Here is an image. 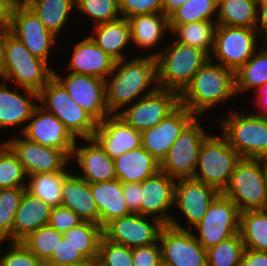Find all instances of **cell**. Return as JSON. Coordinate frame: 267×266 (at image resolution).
<instances>
[{"label": "cell", "instance_id": "6da1fadb", "mask_svg": "<svg viewBox=\"0 0 267 266\" xmlns=\"http://www.w3.org/2000/svg\"><path fill=\"white\" fill-rule=\"evenodd\" d=\"M105 83L107 107L111 114H117L125 106L150 95L158 88L156 58L138 55L132 60L116 61Z\"/></svg>", "mask_w": 267, "mask_h": 266}, {"label": "cell", "instance_id": "7a4b0ae2", "mask_svg": "<svg viewBox=\"0 0 267 266\" xmlns=\"http://www.w3.org/2000/svg\"><path fill=\"white\" fill-rule=\"evenodd\" d=\"M236 94L235 72L210 59L179 94L180 105L196 117Z\"/></svg>", "mask_w": 267, "mask_h": 266}, {"label": "cell", "instance_id": "3957f363", "mask_svg": "<svg viewBox=\"0 0 267 266\" xmlns=\"http://www.w3.org/2000/svg\"><path fill=\"white\" fill-rule=\"evenodd\" d=\"M162 49L163 51L150 54L156 58L158 88L173 90L179 94L210 59L202 50L175 40Z\"/></svg>", "mask_w": 267, "mask_h": 266}, {"label": "cell", "instance_id": "277c9868", "mask_svg": "<svg viewBox=\"0 0 267 266\" xmlns=\"http://www.w3.org/2000/svg\"><path fill=\"white\" fill-rule=\"evenodd\" d=\"M239 113V114H238ZM221 135L241 158L267 160V117L253 113L228 111L217 118Z\"/></svg>", "mask_w": 267, "mask_h": 266}, {"label": "cell", "instance_id": "5b68a950", "mask_svg": "<svg viewBox=\"0 0 267 266\" xmlns=\"http://www.w3.org/2000/svg\"><path fill=\"white\" fill-rule=\"evenodd\" d=\"M222 194L231 199L240 212L263 209L267 197V160L241 158Z\"/></svg>", "mask_w": 267, "mask_h": 266}, {"label": "cell", "instance_id": "8992f818", "mask_svg": "<svg viewBox=\"0 0 267 266\" xmlns=\"http://www.w3.org/2000/svg\"><path fill=\"white\" fill-rule=\"evenodd\" d=\"M5 71L3 80L15 82L17 87L37 93L53 77L49 63L35 57L13 34L9 33L5 42Z\"/></svg>", "mask_w": 267, "mask_h": 266}, {"label": "cell", "instance_id": "52a82bcc", "mask_svg": "<svg viewBox=\"0 0 267 266\" xmlns=\"http://www.w3.org/2000/svg\"><path fill=\"white\" fill-rule=\"evenodd\" d=\"M241 156L221 136L210 134L202 143L194 179L222 193Z\"/></svg>", "mask_w": 267, "mask_h": 266}, {"label": "cell", "instance_id": "ba28073f", "mask_svg": "<svg viewBox=\"0 0 267 266\" xmlns=\"http://www.w3.org/2000/svg\"><path fill=\"white\" fill-rule=\"evenodd\" d=\"M38 103L60 119L75 139L93 138L98 123L71 99L54 77L40 90Z\"/></svg>", "mask_w": 267, "mask_h": 266}, {"label": "cell", "instance_id": "9c48e42d", "mask_svg": "<svg viewBox=\"0 0 267 266\" xmlns=\"http://www.w3.org/2000/svg\"><path fill=\"white\" fill-rule=\"evenodd\" d=\"M258 33L257 29L217 25L210 60L236 72L258 50Z\"/></svg>", "mask_w": 267, "mask_h": 266}, {"label": "cell", "instance_id": "30bf717a", "mask_svg": "<svg viewBox=\"0 0 267 266\" xmlns=\"http://www.w3.org/2000/svg\"><path fill=\"white\" fill-rule=\"evenodd\" d=\"M200 122L196 117L182 131L160 163V170L175 180L194 177L201 145L209 136Z\"/></svg>", "mask_w": 267, "mask_h": 266}, {"label": "cell", "instance_id": "8fae6325", "mask_svg": "<svg viewBox=\"0 0 267 266\" xmlns=\"http://www.w3.org/2000/svg\"><path fill=\"white\" fill-rule=\"evenodd\" d=\"M240 210L228 197L219 193L209 205V208L194 226L193 232L199 243L208 249L239 233Z\"/></svg>", "mask_w": 267, "mask_h": 266}, {"label": "cell", "instance_id": "7c38bea8", "mask_svg": "<svg viewBox=\"0 0 267 266\" xmlns=\"http://www.w3.org/2000/svg\"><path fill=\"white\" fill-rule=\"evenodd\" d=\"M180 105L179 93L157 88L150 95L134 101L116 115L126 124L142 132L155 127Z\"/></svg>", "mask_w": 267, "mask_h": 266}, {"label": "cell", "instance_id": "4fadbf2b", "mask_svg": "<svg viewBox=\"0 0 267 266\" xmlns=\"http://www.w3.org/2000/svg\"><path fill=\"white\" fill-rule=\"evenodd\" d=\"M53 77L64 87L71 99L83 108L97 123L112 115L106 104L105 80L70 72L63 78L53 70Z\"/></svg>", "mask_w": 267, "mask_h": 266}, {"label": "cell", "instance_id": "5bb4252c", "mask_svg": "<svg viewBox=\"0 0 267 266\" xmlns=\"http://www.w3.org/2000/svg\"><path fill=\"white\" fill-rule=\"evenodd\" d=\"M162 263L167 266H207V250L192 230L164 225L159 234Z\"/></svg>", "mask_w": 267, "mask_h": 266}, {"label": "cell", "instance_id": "9a60e30c", "mask_svg": "<svg viewBox=\"0 0 267 266\" xmlns=\"http://www.w3.org/2000/svg\"><path fill=\"white\" fill-rule=\"evenodd\" d=\"M219 192L207 184L194 178L176 179L174 188V207L177 206L186 218L187 226L181 225L176 218L169 225L178 229L191 230L206 214L209 205Z\"/></svg>", "mask_w": 267, "mask_h": 266}, {"label": "cell", "instance_id": "2e32d148", "mask_svg": "<svg viewBox=\"0 0 267 266\" xmlns=\"http://www.w3.org/2000/svg\"><path fill=\"white\" fill-rule=\"evenodd\" d=\"M9 30L32 55L48 63V56L57 37L45 27L26 4L14 6Z\"/></svg>", "mask_w": 267, "mask_h": 266}, {"label": "cell", "instance_id": "e0dca14e", "mask_svg": "<svg viewBox=\"0 0 267 266\" xmlns=\"http://www.w3.org/2000/svg\"><path fill=\"white\" fill-rule=\"evenodd\" d=\"M163 226L158 219L131 213L108 223L103 228V235L112 242L135 248L156 243Z\"/></svg>", "mask_w": 267, "mask_h": 266}, {"label": "cell", "instance_id": "ac0fdd59", "mask_svg": "<svg viewBox=\"0 0 267 266\" xmlns=\"http://www.w3.org/2000/svg\"><path fill=\"white\" fill-rule=\"evenodd\" d=\"M17 155L27 176L38 173L58 172L67 168L71 158L62 150L43 146L18 136L4 141Z\"/></svg>", "mask_w": 267, "mask_h": 266}, {"label": "cell", "instance_id": "d6986e66", "mask_svg": "<svg viewBox=\"0 0 267 266\" xmlns=\"http://www.w3.org/2000/svg\"><path fill=\"white\" fill-rule=\"evenodd\" d=\"M21 134L32 142L60 149L70 158L76 143L62 121L40 105L35 108Z\"/></svg>", "mask_w": 267, "mask_h": 266}, {"label": "cell", "instance_id": "ffe728a7", "mask_svg": "<svg viewBox=\"0 0 267 266\" xmlns=\"http://www.w3.org/2000/svg\"><path fill=\"white\" fill-rule=\"evenodd\" d=\"M195 118L186 107L179 105L155 127L141 132L142 147L161 163L172 144Z\"/></svg>", "mask_w": 267, "mask_h": 266}, {"label": "cell", "instance_id": "44dd1931", "mask_svg": "<svg viewBox=\"0 0 267 266\" xmlns=\"http://www.w3.org/2000/svg\"><path fill=\"white\" fill-rule=\"evenodd\" d=\"M175 182L174 178L161 170L141 182L140 215L169 225L174 217L169 216L166 211L174 207Z\"/></svg>", "mask_w": 267, "mask_h": 266}, {"label": "cell", "instance_id": "7402d4cb", "mask_svg": "<svg viewBox=\"0 0 267 266\" xmlns=\"http://www.w3.org/2000/svg\"><path fill=\"white\" fill-rule=\"evenodd\" d=\"M93 138L112 159L142 146L141 132L126 124L116 114L97 124Z\"/></svg>", "mask_w": 267, "mask_h": 266}, {"label": "cell", "instance_id": "603a6c76", "mask_svg": "<svg viewBox=\"0 0 267 266\" xmlns=\"http://www.w3.org/2000/svg\"><path fill=\"white\" fill-rule=\"evenodd\" d=\"M18 89L20 88L14 87L13 90H11L6 81L3 80L2 83L0 81V128H17L18 126L24 125V127L19 130L20 133H22L35 108L39 104L35 102L39 101V93L29 89H23V93L25 94L23 96V94L16 91Z\"/></svg>", "mask_w": 267, "mask_h": 266}, {"label": "cell", "instance_id": "cb8c5ba5", "mask_svg": "<svg viewBox=\"0 0 267 266\" xmlns=\"http://www.w3.org/2000/svg\"><path fill=\"white\" fill-rule=\"evenodd\" d=\"M87 145L77 144L73 148L71 159L77 160L81 169L77 175L88 183H98L116 179L114 159L110 158L94 138L84 139ZM91 143V144H90ZM77 144V145H76Z\"/></svg>", "mask_w": 267, "mask_h": 266}, {"label": "cell", "instance_id": "d4e9b609", "mask_svg": "<svg viewBox=\"0 0 267 266\" xmlns=\"http://www.w3.org/2000/svg\"><path fill=\"white\" fill-rule=\"evenodd\" d=\"M73 49L68 71L103 80L112 73L116 61L97 46L90 36L76 43Z\"/></svg>", "mask_w": 267, "mask_h": 266}, {"label": "cell", "instance_id": "484cf974", "mask_svg": "<svg viewBox=\"0 0 267 266\" xmlns=\"http://www.w3.org/2000/svg\"><path fill=\"white\" fill-rule=\"evenodd\" d=\"M92 197L99 214V225L104 228L112 220L131 214L123 194V183L114 179L90 183Z\"/></svg>", "mask_w": 267, "mask_h": 266}, {"label": "cell", "instance_id": "4316f807", "mask_svg": "<svg viewBox=\"0 0 267 266\" xmlns=\"http://www.w3.org/2000/svg\"><path fill=\"white\" fill-rule=\"evenodd\" d=\"M52 207L44 201L24 192L13 222V242H21L30 233L47 225Z\"/></svg>", "mask_w": 267, "mask_h": 266}, {"label": "cell", "instance_id": "83f0119b", "mask_svg": "<svg viewBox=\"0 0 267 266\" xmlns=\"http://www.w3.org/2000/svg\"><path fill=\"white\" fill-rule=\"evenodd\" d=\"M76 213L83 221L99 224L98 209L92 197L90 183L77 174L70 173L62 187V204Z\"/></svg>", "mask_w": 267, "mask_h": 266}, {"label": "cell", "instance_id": "f1b7e54d", "mask_svg": "<svg viewBox=\"0 0 267 266\" xmlns=\"http://www.w3.org/2000/svg\"><path fill=\"white\" fill-rule=\"evenodd\" d=\"M114 163L116 179L122 183H141L160 170V162L142 146L116 157Z\"/></svg>", "mask_w": 267, "mask_h": 266}, {"label": "cell", "instance_id": "f546056e", "mask_svg": "<svg viewBox=\"0 0 267 266\" xmlns=\"http://www.w3.org/2000/svg\"><path fill=\"white\" fill-rule=\"evenodd\" d=\"M93 33L90 38L106 54L115 61L126 59L123 51L131 43L130 25L126 18H119L114 21L101 23L93 26ZM123 50V51H122Z\"/></svg>", "mask_w": 267, "mask_h": 266}, {"label": "cell", "instance_id": "4dcf8cb0", "mask_svg": "<svg viewBox=\"0 0 267 266\" xmlns=\"http://www.w3.org/2000/svg\"><path fill=\"white\" fill-rule=\"evenodd\" d=\"M131 42L141 49L158 46L164 40L165 32H169V18L163 13L139 14L128 18Z\"/></svg>", "mask_w": 267, "mask_h": 266}, {"label": "cell", "instance_id": "1f68e13d", "mask_svg": "<svg viewBox=\"0 0 267 266\" xmlns=\"http://www.w3.org/2000/svg\"><path fill=\"white\" fill-rule=\"evenodd\" d=\"M170 33L176 42L198 48L209 57L213 51L216 20L198 21L186 24H169Z\"/></svg>", "mask_w": 267, "mask_h": 266}, {"label": "cell", "instance_id": "d6a6232c", "mask_svg": "<svg viewBox=\"0 0 267 266\" xmlns=\"http://www.w3.org/2000/svg\"><path fill=\"white\" fill-rule=\"evenodd\" d=\"M26 5L56 37L74 12L75 0H28Z\"/></svg>", "mask_w": 267, "mask_h": 266}, {"label": "cell", "instance_id": "836d02e7", "mask_svg": "<svg viewBox=\"0 0 267 266\" xmlns=\"http://www.w3.org/2000/svg\"><path fill=\"white\" fill-rule=\"evenodd\" d=\"M70 174L65 168L63 171L38 173L27 176L26 191L32 196L58 207L62 204V187L64 179Z\"/></svg>", "mask_w": 267, "mask_h": 266}, {"label": "cell", "instance_id": "e575fe53", "mask_svg": "<svg viewBox=\"0 0 267 266\" xmlns=\"http://www.w3.org/2000/svg\"><path fill=\"white\" fill-rule=\"evenodd\" d=\"M258 0H218L217 25L256 29Z\"/></svg>", "mask_w": 267, "mask_h": 266}, {"label": "cell", "instance_id": "d590c367", "mask_svg": "<svg viewBox=\"0 0 267 266\" xmlns=\"http://www.w3.org/2000/svg\"><path fill=\"white\" fill-rule=\"evenodd\" d=\"M239 234L244 248L267 252V211L240 212Z\"/></svg>", "mask_w": 267, "mask_h": 266}, {"label": "cell", "instance_id": "8d00e7d4", "mask_svg": "<svg viewBox=\"0 0 267 266\" xmlns=\"http://www.w3.org/2000/svg\"><path fill=\"white\" fill-rule=\"evenodd\" d=\"M62 236L69 245L79 250L89 262L97 260L99 243L103 237V228L99 224L82 221L79 225L63 232Z\"/></svg>", "mask_w": 267, "mask_h": 266}, {"label": "cell", "instance_id": "74e56055", "mask_svg": "<svg viewBox=\"0 0 267 266\" xmlns=\"http://www.w3.org/2000/svg\"><path fill=\"white\" fill-rule=\"evenodd\" d=\"M267 43L235 72L236 94L254 89L255 92L267 83ZM259 51V52H258Z\"/></svg>", "mask_w": 267, "mask_h": 266}, {"label": "cell", "instance_id": "f35d334b", "mask_svg": "<svg viewBox=\"0 0 267 266\" xmlns=\"http://www.w3.org/2000/svg\"><path fill=\"white\" fill-rule=\"evenodd\" d=\"M218 0H189L176 9L168 18L169 24H186L216 20ZM216 16V18H214Z\"/></svg>", "mask_w": 267, "mask_h": 266}, {"label": "cell", "instance_id": "ab89813d", "mask_svg": "<svg viewBox=\"0 0 267 266\" xmlns=\"http://www.w3.org/2000/svg\"><path fill=\"white\" fill-rule=\"evenodd\" d=\"M26 187L0 189V242H13V222Z\"/></svg>", "mask_w": 267, "mask_h": 266}, {"label": "cell", "instance_id": "60d3db41", "mask_svg": "<svg viewBox=\"0 0 267 266\" xmlns=\"http://www.w3.org/2000/svg\"><path fill=\"white\" fill-rule=\"evenodd\" d=\"M62 238L61 232L47 224L30 233L21 242L38 259L47 262Z\"/></svg>", "mask_w": 267, "mask_h": 266}, {"label": "cell", "instance_id": "b9f144b4", "mask_svg": "<svg viewBox=\"0 0 267 266\" xmlns=\"http://www.w3.org/2000/svg\"><path fill=\"white\" fill-rule=\"evenodd\" d=\"M26 185L27 175L22 163L4 141L0 142V189Z\"/></svg>", "mask_w": 267, "mask_h": 266}, {"label": "cell", "instance_id": "7bdbcfd3", "mask_svg": "<svg viewBox=\"0 0 267 266\" xmlns=\"http://www.w3.org/2000/svg\"><path fill=\"white\" fill-rule=\"evenodd\" d=\"M207 250V266H239L244 244L236 234Z\"/></svg>", "mask_w": 267, "mask_h": 266}, {"label": "cell", "instance_id": "ee69618b", "mask_svg": "<svg viewBox=\"0 0 267 266\" xmlns=\"http://www.w3.org/2000/svg\"><path fill=\"white\" fill-rule=\"evenodd\" d=\"M75 6L95 25L121 18L119 0H75Z\"/></svg>", "mask_w": 267, "mask_h": 266}, {"label": "cell", "instance_id": "f6af8a7d", "mask_svg": "<svg viewBox=\"0 0 267 266\" xmlns=\"http://www.w3.org/2000/svg\"><path fill=\"white\" fill-rule=\"evenodd\" d=\"M96 262L99 266H133L132 248L112 242L103 235Z\"/></svg>", "mask_w": 267, "mask_h": 266}, {"label": "cell", "instance_id": "bcb514c9", "mask_svg": "<svg viewBox=\"0 0 267 266\" xmlns=\"http://www.w3.org/2000/svg\"><path fill=\"white\" fill-rule=\"evenodd\" d=\"M9 250L6 253L1 252L0 261L2 266H41L42 261L33 255L22 242H9ZM1 253H3L1 255Z\"/></svg>", "mask_w": 267, "mask_h": 266}, {"label": "cell", "instance_id": "7dc6e473", "mask_svg": "<svg viewBox=\"0 0 267 266\" xmlns=\"http://www.w3.org/2000/svg\"><path fill=\"white\" fill-rule=\"evenodd\" d=\"M121 17L130 18L139 14L163 13L162 0H119Z\"/></svg>", "mask_w": 267, "mask_h": 266}, {"label": "cell", "instance_id": "c3c4849f", "mask_svg": "<svg viewBox=\"0 0 267 266\" xmlns=\"http://www.w3.org/2000/svg\"><path fill=\"white\" fill-rule=\"evenodd\" d=\"M48 262L75 266H83L89 263L81 252L69 245L64 238L59 241L57 249L54 250Z\"/></svg>", "mask_w": 267, "mask_h": 266}, {"label": "cell", "instance_id": "681fc988", "mask_svg": "<svg viewBox=\"0 0 267 266\" xmlns=\"http://www.w3.org/2000/svg\"><path fill=\"white\" fill-rule=\"evenodd\" d=\"M133 266H160L162 250L159 240L148 246L132 248Z\"/></svg>", "mask_w": 267, "mask_h": 266}, {"label": "cell", "instance_id": "f907efd6", "mask_svg": "<svg viewBox=\"0 0 267 266\" xmlns=\"http://www.w3.org/2000/svg\"><path fill=\"white\" fill-rule=\"evenodd\" d=\"M83 220L69 208L64 206L52 207L49 225L58 232H65L79 225Z\"/></svg>", "mask_w": 267, "mask_h": 266}, {"label": "cell", "instance_id": "816d5d0a", "mask_svg": "<svg viewBox=\"0 0 267 266\" xmlns=\"http://www.w3.org/2000/svg\"><path fill=\"white\" fill-rule=\"evenodd\" d=\"M123 194L129 211L140 214L141 183H123Z\"/></svg>", "mask_w": 267, "mask_h": 266}, {"label": "cell", "instance_id": "f5cc1de1", "mask_svg": "<svg viewBox=\"0 0 267 266\" xmlns=\"http://www.w3.org/2000/svg\"><path fill=\"white\" fill-rule=\"evenodd\" d=\"M239 266H267V252L244 248Z\"/></svg>", "mask_w": 267, "mask_h": 266}, {"label": "cell", "instance_id": "db71d44e", "mask_svg": "<svg viewBox=\"0 0 267 266\" xmlns=\"http://www.w3.org/2000/svg\"><path fill=\"white\" fill-rule=\"evenodd\" d=\"M256 29L258 30L263 43H267V0L257 1V23Z\"/></svg>", "mask_w": 267, "mask_h": 266}, {"label": "cell", "instance_id": "11a10c76", "mask_svg": "<svg viewBox=\"0 0 267 266\" xmlns=\"http://www.w3.org/2000/svg\"><path fill=\"white\" fill-rule=\"evenodd\" d=\"M14 6L9 0H0V28L10 26Z\"/></svg>", "mask_w": 267, "mask_h": 266}, {"label": "cell", "instance_id": "9f6ffc18", "mask_svg": "<svg viewBox=\"0 0 267 266\" xmlns=\"http://www.w3.org/2000/svg\"><path fill=\"white\" fill-rule=\"evenodd\" d=\"M256 95L255 107L259 109L256 114L267 117V83L256 92Z\"/></svg>", "mask_w": 267, "mask_h": 266}, {"label": "cell", "instance_id": "6f0895ef", "mask_svg": "<svg viewBox=\"0 0 267 266\" xmlns=\"http://www.w3.org/2000/svg\"><path fill=\"white\" fill-rule=\"evenodd\" d=\"M10 33L9 27L0 28V77H4L5 71V57H4V50H5V42L6 37Z\"/></svg>", "mask_w": 267, "mask_h": 266}, {"label": "cell", "instance_id": "680465c9", "mask_svg": "<svg viewBox=\"0 0 267 266\" xmlns=\"http://www.w3.org/2000/svg\"><path fill=\"white\" fill-rule=\"evenodd\" d=\"M189 0H162L163 14L169 17L176 9Z\"/></svg>", "mask_w": 267, "mask_h": 266}, {"label": "cell", "instance_id": "91938a15", "mask_svg": "<svg viewBox=\"0 0 267 266\" xmlns=\"http://www.w3.org/2000/svg\"><path fill=\"white\" fill-rule=\"evenodd\" d=\"M41 266H75V265H68V264H56L51 262H43Z\"/></svg>", "mask_w": 267, "mask_h": 266}, {"label": "cell", "instance_id": "94428289", "mask_svg": "<svg viewBox=\"0 0 267 266\" xmlns=\"http://www.w3.org/2000/svg\"><path fill=\"white\" fill-rule=\"evenodd\" d=\"M11 1L15 6L26 4L28 0H9Z\"/></svg>", "mask_w": 267, "mask_h": 266}, {"label": "cell", "instance_id": "6125c7cd", "mask_svg": "<svg viewBox=\"0 0 267 266\" xmlns=\"http://www.w3.org/2000/svg\"><path fill=\"white\" fill-rule=\"evenodd\" d=\"M83 266H99V264L95 261V262H89Z\"/></svg>", "mask_w": 267, "mask_h": 266}, {"label": "cell", "instance_id": "be15d7a7", "mask_svg": "<svg viewBox=\"0 0 267 266\" xmlns=\"http://www.w3.org/2000/svg\"><path fill=\"white\" fill-rule=\"evenodd\" d=\"M263 209L267 211V197H266V202H265V205H264Z\"/></svg>", "mask_w": 267, "mask_h": 266}]
</instances>
